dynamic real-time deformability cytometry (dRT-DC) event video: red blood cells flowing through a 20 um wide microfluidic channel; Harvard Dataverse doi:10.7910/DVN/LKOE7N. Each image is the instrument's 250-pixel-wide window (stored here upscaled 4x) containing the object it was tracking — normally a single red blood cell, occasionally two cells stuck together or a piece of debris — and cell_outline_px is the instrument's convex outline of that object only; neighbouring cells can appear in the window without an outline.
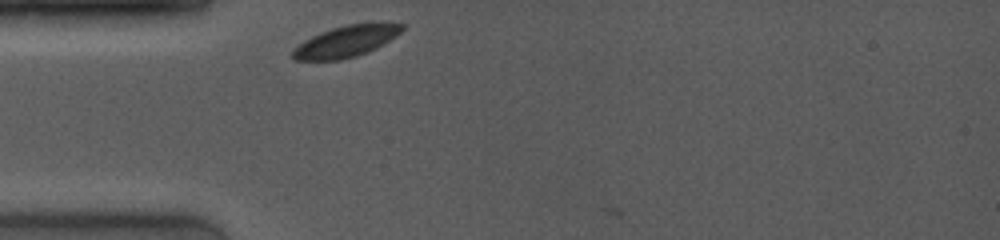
{"species": "common noctule bat (a hibernating species)", "species_latin": "Nyctalus noctula", "temperature_condition": "room temperature", "stored_images_in_passage": 28, "camera_frame_rate_fps": 4000, "um_per_image_px": 0.085, "animal": {"sex": "female", "body_mass_g": 19.0, "forearm_length_mm": 53.3}, "frame": {"image": 1, "passage_image": 1, "time_ms": 0.0, "image_size_px": [1000, 240], "cell_outline_px": [[404, 28], [396, 36], [376, 48], [356, 56], [340, 60], [296, 60], [292, 56], [292, 52], [304, 40], [312, 36], [332, 28], [348, 24], [404, 24]], "centroid_in_image_um": [29.39, 3.53], "position_along_channel_um": 55.6, "area_um2": 19.36}}
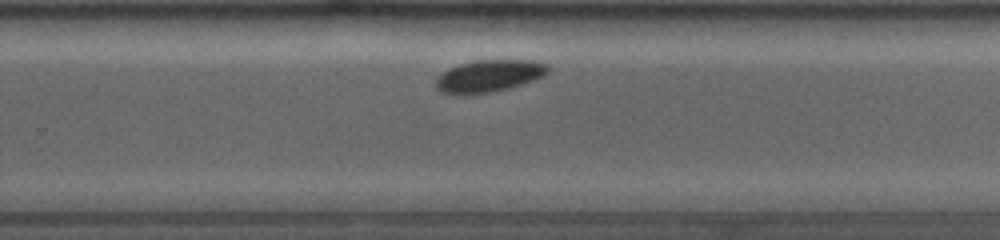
{"frame": {"image": 2, "passage_image": 20, "time_ms": 6.25, "image_size_px": [1000, 240], "cell_outline_px": [[548, 72], [544, 76], [520, 84], [488, 92], [444, 92], [436, 88], [436, 76], [460, 64], [476, 60], [536, 60], [548, 64]], "centroid_in_image_um": [41.62, 6.4], "position_along_channel_um": 288.2, "area_um2": 20.11}}
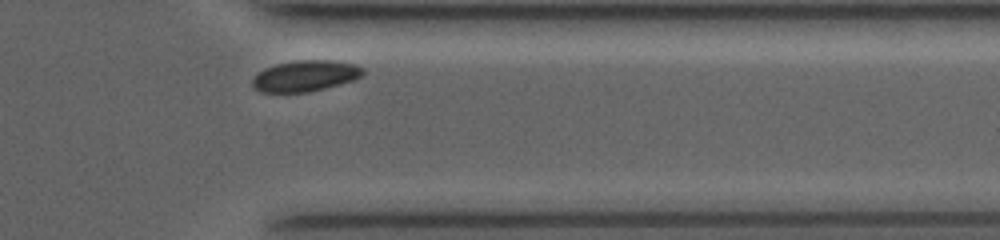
{"frame": {"image": 3, "passage_image": 26, "time_ms": 8.75, "image_size_px": [1000, 240], "cell_outline_px": [[364, 76], [356, 80], [308, 92], [260, 92], [252, 84], [252, 80], [264, 68], [276, 64], [296, 60], [336, 60], [356, 64], [364, 68]], "centroid_in_image_um": [26.02, 6.44], "position_along_channel_um": 385.4, "area_um2": 20.11}, "authors_computed_cell_mechanics": {"area_um2": 20.8947, "velocity_mm_per_s": 3.8114, "shape_relaxation_time_tau1_ms": 6.7355, "shape_relaxation_time_tau2_ms": null, "deformation_change_tau1": 0.1019, "deformation_change_tau2": null}}